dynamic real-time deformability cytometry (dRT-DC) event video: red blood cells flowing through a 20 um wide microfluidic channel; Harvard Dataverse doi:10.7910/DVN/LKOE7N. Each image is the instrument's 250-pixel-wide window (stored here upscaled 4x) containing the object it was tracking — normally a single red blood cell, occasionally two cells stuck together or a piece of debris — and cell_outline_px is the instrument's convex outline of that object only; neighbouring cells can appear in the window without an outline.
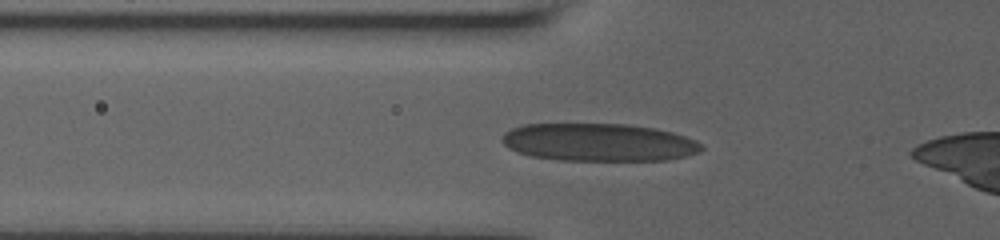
{"species": "human", "species_latin": "Homo sapiens", "temperature_condition": "room temperature", "stored_images_in_passage": 12, "camera_frame_rate_fps": 3000, "um_per_image_px": 0.085, "donor": {"sex": "male"}, "frame": {"image": 1, "passage_image": 2, "time_ms": 0.333, "image_size_px": [1000, 240], "cell_outline_px": [[704, 148], [700, 152], [684, 156], [664, 160], [560, 160], [532, 156], [508, 148], [500, 140], [504, 132], [512, 128], [524, 124], [628, 124], [656, 128], [672, 132], [696, 140]], "centroid_in_image_um": [50.88, 12.09], "position_along_channel_um": 74.9, "area_um2": 43.87}}
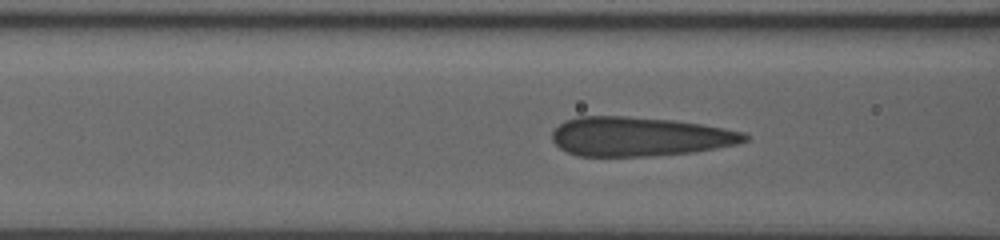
{"frame": {"image": 2, "passage_image": 6, "time_ms": 1.333, "image_size_px": [1000, 240], "cell_outline_px": [[752, 136], [748, 140], [736, 144], [716, 148], [692, 152], [648, 156], [580, 156], [568, 152], [560, 148], [552, 140], [552, 132], [564, 120], [576, 116], [624, 116], [672, 120], [700, 124], [744, 132]], "centroid_in_image_um": [54.35, 11.6], "position_along_channel_um": 112.3, "area_um2": 43.93}}
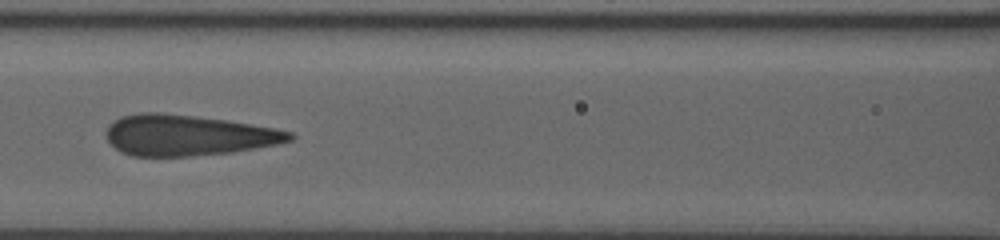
{"frame": {"image": 3, "passage_image": 10, "time_ms": 2.333, "image_size_px": [1000, 240], "cell_outline_px": [[296, 136], [292, 140], [276, 144], [232, 152], [188, 156], [132, 156], [120, 152], [108, 140], [104, 132], [108, 124], [120, 116], [140, 112], [160, 112], [224, 120], [276, 128], [292, 132]], "centroid_in_image_um": [15.92, 11.49], "position_along_channel_um": 150.7, "area_um2": 43.58}}